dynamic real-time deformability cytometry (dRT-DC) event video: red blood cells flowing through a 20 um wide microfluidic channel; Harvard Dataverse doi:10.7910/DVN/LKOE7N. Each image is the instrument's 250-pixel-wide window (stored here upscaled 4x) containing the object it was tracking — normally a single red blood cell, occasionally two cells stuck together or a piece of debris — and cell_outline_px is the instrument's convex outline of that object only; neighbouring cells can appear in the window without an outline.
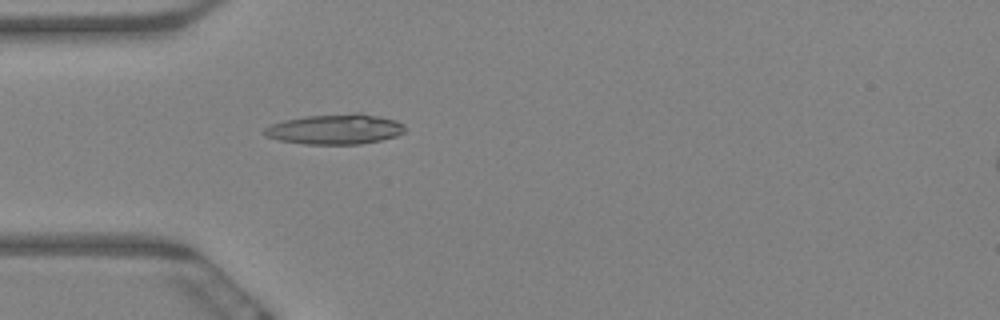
{"species": "Egyptian fruit bat (a non-hibernating species)", "species_latin": "Rousettus aegyptiacus", "temperature_condition": "warm", "stored_images_in_passage": 60, "camera_frame_rate_fps": 3000, "um_per_image_px": 0.085, "animal": {"sex": "female"}, "frame": {"image": 1, "passage_image": 18, "time_ms": 5.667, "image_size_px": [1000, 320], "cell_outline_px": [[404, 132], [396, 136], [380, 140], [360, 144], [304, 144], [280, 140], [264, 136], [260, 132], [264, 128], [272, 124], [284, 120], [304, 116], [356, 112], [360, 112], [380, 116], [396, 120], [404, 124]], "centroid_in_image_um": [28.47, 10.97], "position_along_channel_um": 56.5, "area_um2": 25.03}}
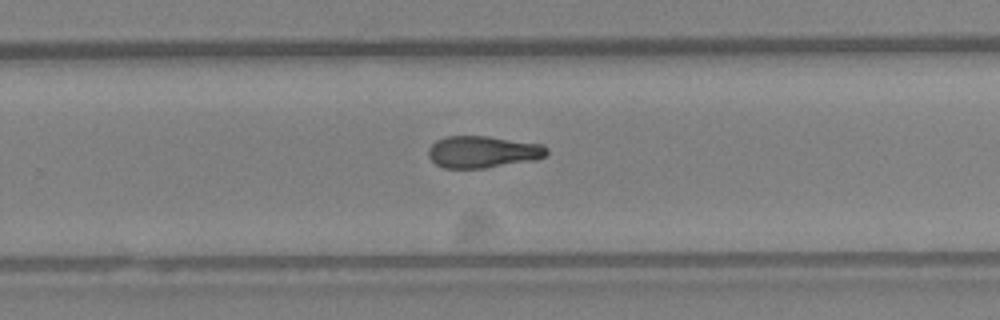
{"frame": {"image": 2, "passage_image": 39, "time_ms": 12.667, "image_size_px": [1000, 320], "cell_outline_px": [[548, 152], [544, 156], [536, 160], [484, 168], [444, 168], [436, 164], [428, 156], [428, 148], [436, 140], [444, 136], [488, 136], [544, 144], [548, 148]], "centroid_in_image_um": [41.05, 12.9], "position_along_channel_um": 288.8, "area_um2": 22.2}}
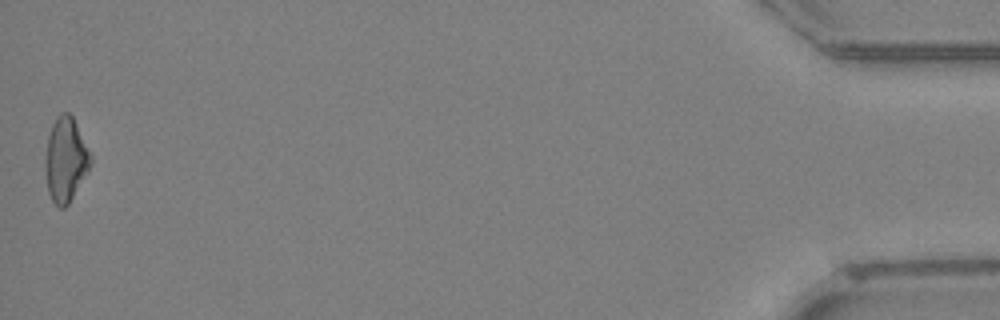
{"frame": {"image": 3, "passage_image": 60, "time_ms": 19.667, "image_size_px": [1000, 320], "cell_outline_px": [[92, 164], [88, 172], [68, 204], [64, 208], [60, 208], [52, 200], [48, 192], [44, 160], [48, 136], [52, 124], [56, 116], [60, 112], [68, 112], [72, 116], [92, 156]], "centroid_in_image_um": [5.58, 13.56], "position_along_channel_um": 429.6, "area_um2": 22.31}, "authors_computed_cell_mechanics": {"area_um2": 22.542, "velocity_mm_per_s": 3.387, "shape_relaxation_time_tau1_ms": null, "shape_relaxation_time_tau2_ms": 5.7373, "deformation_change_tau1": null, "deformation_change_tau2": 0.1448}}